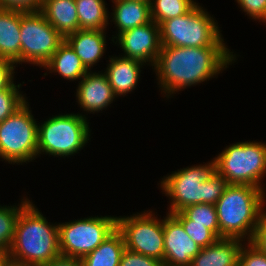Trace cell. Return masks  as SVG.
<instances>
[{"label":"cell","instance_id":"1","mask_svg":"<svg viewBox=\"0 0 266 266\" xmlns=\"http://www.w3.org/2000/svg\"><path fill=\"white\" fill-rule=\"evenodd\" d=\"M228 47L223 35L212 46H161L152 68L161 94L169 99L186 88L217 78L237 62V54Z\"/></svg>","mask_w":266,"mask_h":266},{"label":"cell","instance_id":"2","mask_svg":"<svg viewBox=\"0 0 266 266\" xmlns=\"http://www.w3.org/2000/svg\"><path fill=\"white\" fill-rule=\"evenodd\" d=\"M162 194L169 198L167 213L180 212L194 204H213L221 198L229 185L215 170V160L180 168L160 179Z\"/></svg>","mask_w":266,"mask_h":266},{"label":"cell","instance_id":"3","mask_svg":"<svg viewBox=\"0 0 266 266\" xmlns=\"http://www.w3.org/2000/svg\"><path fill=\"white\" fill-rule=\"evenodd\" d=\"M32 200L20 211L9 253L11 260L42 266L59 257L58 223H50Z\"/></svg>","mask_w":266,"mask_h":266},{"label":"cell","instance_id":"4","mask_svg":"<svg viewBox=\"0 0 266 266\" xmlns=\"http://www.w3.org/2000/svg\"><path fill=\"white\" fill-rule=\"evenodd\" d=\"M265 204L266 191L263 189L229 184L215 204L220 238L251 242Z\"/></svg>","mask_w":266,"mask_h":266},{"label":"cell","instance_id":"5","mask_svg":"<svg viewBox=\"0 0 266 266\" xmlns=\"http://www.w3.org/2000/svg\"><path fill=\"white\" fill-rule=\"evenodd\" d=\"M215 160V170L228 184L250 185L266 191V143L241 141L227 145Z\"/></svg>","mask_w":266,"mask_h":266},{"label":"cell","instance_id":"6","mask_svg":"<svg viewBox=\"0 0 266 266\" xmlns=\"http://www.w3.org/2000/svg\"><path fill=\"white\" fill-rule=\"evenodd\" d=\"M49 118V119H48ZM38 123V157L68 158L81 151L91 140L88 118L78 113H59Z\"/></svg>","mask_w":266,"mask_h":266},{"label":"cell","instance_id":"7","mask_svg":"<svg viewBox=\"0 0 266 266\" xmlns=\"http://www.w3.org/2000/svg\"><path fill=\"white\" fill-rule=\"evenodd\" d=\"M28 100L11 116L0 122V159L24 165L38 158V123ZM33 160V161H32Z\"/></svg>","mask_w":266,"mask_h":266},{"label":"cell","instance_id":"8","mask_svg":"<svg viewBox=\"0 0 266 266\" xmlns=\"http://www.w3.org/2000/svg\"><path fill=\"white\" fill-rule=\"evenodd\" d=\"M198 2L186 14L163 21L160 26L161 46H212L222 31L213 15Z\"/></svg>","mask_w":266,"mask_h":266},{"label":"cell","instance_id":"9","mask_svg":"<svg viewBox=\"0 0 266 266\" xmlns=\"http://www.w3.org/2000/svg\"><path fill=\"white\" fill-rule=\"evenodd\" d=\"M117 229V216H89L69 222H58L60 253L82 258L94 251Z\"/></svg>","mask_w":266,"mask_h":266},{"label":"cell","instance_id":"10","mask_svg":"<svg viewBox=\"0 0 266 266\" xmlns=\"http://www.w3.org/2000/svg\"><path fill=\"white\" fill-rule=\"evenodd\" d=\"M151 209L117 217L126 249L164 262L163 219Z\"/></svg>","mask_w":266,"mask_h":266},{"label":"cell","instance_id":"11","mask_svg":"<svg viewBox=\"0 0 266 266\" xmlns=\"http://www.w3.org/2000/svg\"><path fill=\"white\" fill-rule=\"evenodd\" d=\"M20 34L21 65L31 64L40 68L65 41L41 12H21Z\"/></svg>","mask_w":266,"mask_h":266},{"label":"cell","instance_id":"12","mask_svg":"<svg viewBox=\"0 0 266 266\" xmlns=\"http://www.w3.org/2000/svg\"><path fill=\"white\" fill-rule=\"evenodd\" d=\"M113 40L123 52L120 56L154 67L161 50L160 26L156 22L151 20L145 25L126 30Z\"/></svg>","mask_w":266,"mask_h":266},{"label":"cell","instance_id":"13","mask_svg":"<svg viewBox=\"0 0 266 266\" xmlns=\"http://www.w3.org/2000/svg\"><path fill=\"white\" fill-rule=\"evenodd\" d=\"M163 266H190L201 250L185 232L182 223L170 213L163 216Z\"/></svg>","mask_w":266,"mask_h":266},{"label":"cell","instance_id":"14","mask_svg":"<svg viewBox=\"0 0 266 266\" xmlns=\"http://www.w3.org/2000/svg\"><path fill=\"white\" fill-rule=\"evenodd\" d=\"M88 71L83 78L78 81L76 87V102L82 113L81 116L87 118L86 114H95L111 107L118 98L109 83L107 75L102 71ZM84 112V114H83ZM86 113V114H85Z\"/></svg>","mask_w":266,"mask_h":266},{"label":"cell","instance_id":"15","mask_svg":"<svg viewBox=\"0 0 266 266\" xmlns=\"http://www.w3.org/2000/svg\"><path fill=\"white\" fill-rule=\"evenodd\" d=\"M143 66L146 65L141 61L126 58L120 54L109 56L103 72L107 75L113 92L118 98L126 96L137 88Z\"/></svg>","mask_w":266,"mask_h":266},{"label":"cell","instance_id":"16","mask_svg":"<svg viewBox=\"0 0 266 266\" xmlns=\"http://www.w3.org/2000/svg\"><path fill=\"white\" fill-rule=\"evenodd\" d=\"M106 30H77L65 37L88 71H93V67L104 58L108 37Z\"/></svg>","mask_w":266,"mask_h":266},{"label":"cell","instance_id":"17","mask_svg":"<svg viewBox=\"0 0 266 266\" xmlns=\"http://www.w3.org/2000/svg\"><path fill=\"white\" fill-rule=\"evenodd\" d=\"M111 2L113 7L109 13V20L113 22L117 31L112 35V42L118 34L151 21L150 2L136 0H111Z\"/></svg>","mask_w":266,"mask_h":266},{"label":"cell","instance_id":"18","mask_svg":"<svg viewBox=\"0 0 266 266\" xmlns=\"http://www.w3.org/2000/svg\"><path fill=\"white\" fill-rule=\"evenodd\" d=\"M245 241L237 238H219L201 248L190 266H238L239 253Z\"/></svg>","mask_w":266,"mask_h":266},{"label":"cell","instance_id":"19","mask_svg":"<svg viewBox=\"0 0 266 266\" xmlns=\"http://www.w3.org/2000/svg\"><path fill=\"white\" fill-rule=\"evenodd\" d=\"M21 12L0 9V58L21 64Z\"/></svg>","mask_w":266,"mask_h":266},{"label":"cell","instance_id":"20","mask_svg":"<svg viewBox=\"0 0 266 266\" xmlns=\"http://www.w3.org/2000/svg\"><path fill=\"white\" fill-rule=\"evenodd\" d=\"M40 12L64 38L80 30L75 0H42Z\"/></svg>","mask_w":266,"mask_h":266},{"label":"cell","instance_id":"21","mask_svg":"<svg viewBox=\"0 0 266 266\" xmlns=\"http://www.w3.org/2000/svg\"><path fill=\"white\" fill-rule=\"evenodd\" d=\"M46 69L44 75L58 73L61 78L71 81H80L88 72L81 59L76 55L75 51L64 41L51 56L48 62L42 67ZM49 71V72H48ZM48 72V73H47Z\"/></svg>","mask_w":266,"mask_h":266},{"label":"cell","instance_id":"22","mask_svg":"<svg viewBox=\"0 0 266 266\" xmlns=\"http://www.w3.org/2000/svg\"><path fill=\"white\" fill-rule=\"evenodd\" d=\"M125 249L123 235L116 229L94 251L81 258L82 266H119Z\"/></svg>","mask_w":266,"mask_h":266},{"label":"cell","instance_id":"23","mask_svg":"<svg viewBox=\"0 0 266 266\" xmlns=\"http://www.w3.org/2000/svg\"><path fill=\"white\" fill-rule=\"evenodd\" d=\"M75 3L80 30H104L111 24L105 0H75Z\"/></svg>","mask_w":266,"mask_h":266},{"label":"cell","instance_id":"24","mask_svg":"<svg viewBox=\"0 0 266 266\" xmlns=\"http://www.w3.org/2000/svg\"><path fill=\"white\" fill-rule=\"evenodd\" d=\"M173 215L182 224H200L208 228L218 239L220 230L217 219L216 207L213 204H194L185 207Z\"/></svg>","mask_w":266,"mask_h":266},{"label":"cell","instance_id":"25","mask_svg":"<svg viewBox=\"0 0 266 266\" xmlns=\"http://www.w3.org/2000/svg\"><path fill=\"white\" fill-rule=\"evenodd\" d=\"M21 202L15 205L0 204V250L9 251L14 239L15 224L21 209L31 200L22 196Z\"/></svg>","mask_w":266,"mask_h":266},{"label":"cell","instance_id":"26","mask_svg":"<svg viewBox=\"0 0 266 266\" xmlns=\"http://www.w3.org/2000/svg\"><path fill=\"white\" fill-rule=\"evenodd\" d=\"M196 4V0H151V20L160 25L165 20L186 14Z\"/></svg>","mask_w":266,"mask_h":266},{"label":"cell","instance_id":"27","mask_svg":"<svg viewBox=\"0 0 266 266\" xmlns=\"http://www.w3.org/2000/svg\"><path fill=\"white\" fill-rule=\"evenodd\" d=\"M22 84L16 85L15 81L6 89L0 90V122L6 120L26 101L27 97L20 90Z\"/></svg>","mask_w":266,"mask_h":266},{"label":"cell","instance_id":"28","mask_svg":"<svg viewBox=\"0 0 266 266\" xmlns=\"http://www.w3.org/2000/svg\"><path fill=\"white\" fill-rule=\"evenodd\" d=\"M238 266H266V254L251 242H245L239 253Z\"/></svg>","mask_w":266,"mask_h":266},{"label":"cell","instance_id":"29","mask_svg":"<svg viewBox=\"0 0 266 266\" xmlns=\"http://www.w3.org/2000/svg\"><path fill=\"white\" fill-rule=\"evenodd\" d=\"M186 234L201 248L213 244L218 238L204 225L182 224Z\"/></svg>","mask_w":266,"mask_h":266},{"label":"cell","instance_id":"30","mask_svg":"<svg viewBox=\"0 0 266 266\" xmlns=\"http://www.w3.org/2000/svg\"><path fill=\"white\" fill-rule=\"evenodd\" d=\"M251 20L264 22L266 19V0H235Z\"/></svg>","mask_w":266,"mask_h":266},{"label":"cell","instance_id":"31","mask_svg":"<svg viewBox=\"0 0 266 266\" xmlns=\"http://www.w3.org/2000/svg\"><path fill=\"white\" fill-rule=\"evenodd\" d=\"M42 0H0V9L22 13L40 12Z\"/></svg>","mask_w":266,"mask_h":266},{"label":"cell","instance_id":"32","mask_svg":"<svg viewBox=\"0 0 266 266\" xmlns=\"http://www.w3.org/2000/svg\"><path fill=\"white\" fill-rule=\"evenodd\" d=\"M119 266H163V263L155 258L125 249Z\"/></svg>","mask_w":266,"mask_h":266},{"label":"cell","instance_id":"33","mask_svg":"<svg viewBox=\"0 0 266 266\" xmlns=\"http://www.w3.org/2000/svg\"><path fill=\"white\" fill-rule=\"evenodd\" d=\"M17 67L14 62L0 58V90L8 88L16 80Z\"/></svg>","mask_w":266,"mask_h":266},{"label":"cell","instance_id":"34","mask_svg":"<svg viewBox=\"0 0 266 266\" xmlns=\"http://www.w3.org/2000/svg\"><path fill=\"white\" fill-rule=\"evenodd\" d=\"M251 243L266 254V207L261 211L259 222Z\"/></svg>","mask_w":266,"mask_h":266},{"label":"cell","instance_id":"35","mask_svg":"<svg viewBox=\"0 0 266 266\" xmlns=\"http://www.w3.org/2000/svg\"><path fill=\"white\" fill-rule=\"evenodd\" d=\"M42 266H82V263L80 258L65 257L60 255L51 262Z\"/></svg>","mask_w":266,"mask_h":266},{"label":"cell","instance_id":"36","mask_svg":"<svg viewBox=\"0 0 266 266\" xmlns=\"http://www.w3.org/2000/svg\"><path fill=\"white\" fill-rule=\"evenodd\" d=\"M11 260L9 251L0 250V266H6Z\"/></svg>","mask_w":266,"mask_h":266},{"label":"cell","instance_id":"37","mask_svg":"<svg viewBox=\"0 0 266 266\" xmlns=\"http://www.w3.org/2000/svg\"><path fill=\"white\" fill-rule=\"evenodd\" d=\"M6 266H28V265L10 260Z\"/></svg>","mask_w":266,"mask_h":266},{"label":"cell","instance_id":"38","mask_svg":"<svg viewBox=\"0 0 266 266\" xmlns=\"http://www.w3.org/2000/svg\"><path fill=\"white\" fill-rule=\"evenodd\" d=\"M136 1L150 2L151 0H136Z\"/></svg>","mask_w":266,"mask_h":266}]
</instances>
